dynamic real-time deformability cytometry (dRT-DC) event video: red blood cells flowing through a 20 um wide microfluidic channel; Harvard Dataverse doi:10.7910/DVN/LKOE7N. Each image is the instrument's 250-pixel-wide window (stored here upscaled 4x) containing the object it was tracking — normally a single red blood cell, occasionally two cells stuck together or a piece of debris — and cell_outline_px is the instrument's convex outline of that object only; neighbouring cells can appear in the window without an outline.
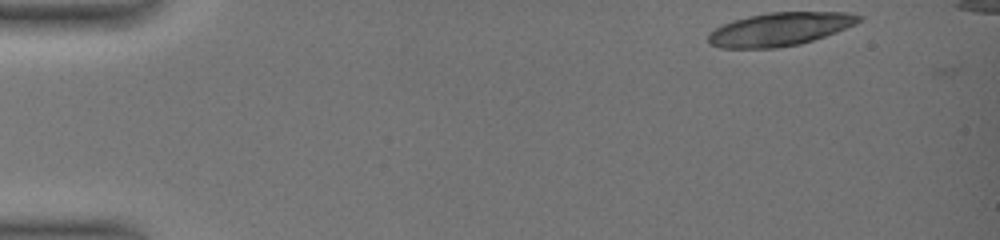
{"species": "common noctule bat (a hibernating species)", "species_latin": "Nyctalus noctula", "temperature_condition": "warm", "stored_images_in_passage": 5, "camera_frame_rate_fps": 3000, "um_per_image_px": 0.085, "animal": {"sex": "female", "body_mass_g": 19.0, "forearm_length_mm": 51.5}, "frame": {"image": 1, "passage_image": 2, "time_ms": 0.333, "image_size_px": [1000, 240], "cell_outline_px": [[864, 16], [856, 24], [836, 32], [800, 44], [776, 48], [720, 48], [708, 44], [708, 32], [732, 20], [748, 16], [768, 12], [848, 12]], "centroid_in_image_um": [66.26, 2.48], "position_along_channel_um": 18.7, "area_um2": 29.3}}